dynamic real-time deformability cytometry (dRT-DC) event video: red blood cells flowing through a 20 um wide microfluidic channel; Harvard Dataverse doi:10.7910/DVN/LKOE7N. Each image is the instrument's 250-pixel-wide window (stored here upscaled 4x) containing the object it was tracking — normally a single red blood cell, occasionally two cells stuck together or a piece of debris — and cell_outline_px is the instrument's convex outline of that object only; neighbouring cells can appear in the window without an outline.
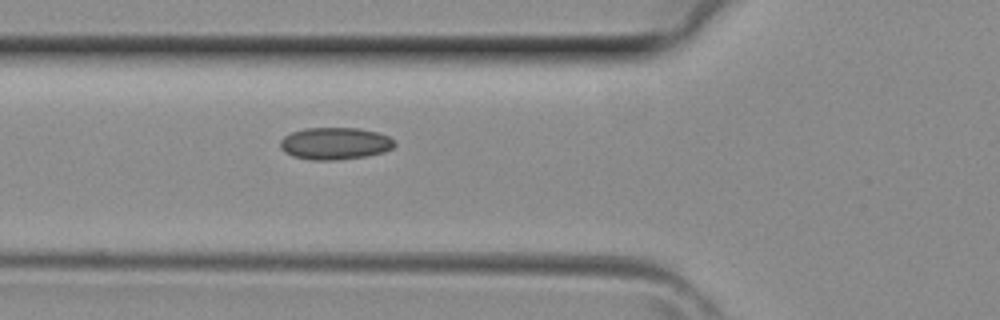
{"species": "common noctule bat (a hibernating species)", "species_latin": "Nyctalus noctula", "temperature_condition": "room temperature", "stored_images_in_passage": 4, "camera_frame_rate_fps": 3000, "um_per_image_px": 0.085, "animal": {"sex": "female", "body_mass_g": 29.2, "forearm_length_mm": 56.3}, "frame": {"image": 1, "passage_image": 4, "time_ms": 1.0, "image_size_px": [1000, 320], "cell_outline_px": [[396, 144], [392, 148], [384, 152], [368, 156], [340, 160], [312, 160], [292, 156], [284, 152], [280, 148], [280, 140], [284, 136], [292, 132], [308, 128], [360, 128], [376, 132], [388, 136], [396, 140]], "centroid_in_image_um": [28.49, 12.2], "position_along_channel_um": 97.3, "area_um2": 21.62}}